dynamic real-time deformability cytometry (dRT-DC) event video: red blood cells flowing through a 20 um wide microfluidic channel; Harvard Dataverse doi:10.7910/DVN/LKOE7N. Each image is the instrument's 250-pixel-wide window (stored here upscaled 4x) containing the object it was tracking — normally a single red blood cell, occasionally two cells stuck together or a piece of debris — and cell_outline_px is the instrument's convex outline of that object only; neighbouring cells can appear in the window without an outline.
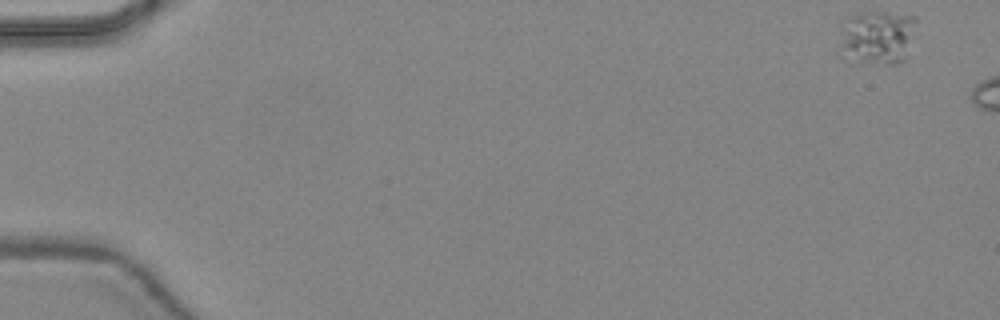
{"species": "common noctule bat (a hibernating species)", "species_latin": "Nyctalus noctula", "temperature_condition": "warm", "stored_images_in_passage": 6, "camera_frame_rate_fps": 3000, "um_per_image_px": 0.085, "animal": {"sex": "female", "body_mass_g": 24.6, "forearm_length_mm": 56.2}, "frame": {"image": 1, "passage_image": 1, "time_ms": 0.0, "image_size_px": [1000, 320], "cell_outline_px": [[916, 20], [904, 60], [896, 64], [884, 64], [864, 60], [836, 52], [840, 28], [844, 20], [860, 12], [884, 12], [916, 16]], "centroid_in_image_um": [74.5, 3.12], "position_along_channel_um": 10.5, "area_um2": 23.87}}